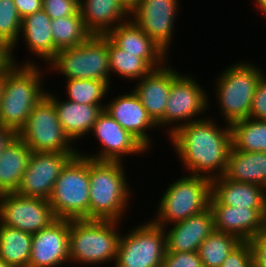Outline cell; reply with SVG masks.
I'll list each match as a JSON object with an SVG mask.
<instances>
[{
    "mask_svg": "<svg viewBox=\"0 0 266 267\" xmlns=\"http://www.w3.org/2000/svg\"><path fill=\"white\" fill-rule=\"evenodd\" d=\"M31 154L17 135L4 147L0 155V195L17 191Z\"/></svg>",
    "mask_w": 266,
    "mask_h": 267,
    "instance_id": "26",
    "label": "cell"
},
{
    "mask_svg": "<svg viewBox=\"0 0 266 267\" xmlns=\"http://www.w3.org/2000/svg\"><path fill=\"white\" fill-rule=\"evenodd\" d=\"M197 81L190 74L184 75L181 72L172 81L164 116L157 123L158 129L159 127L168 128L167 137L180 126L206 118V116L203 118H198V116H202L209 108V95Z\"/></svg>",
    "mask_w": 266,
    "mask_h": 267,
    "instance_id": "11",
    "label": "cell"
},
{
    "mask_svg": "<svg viewBox=\"0 0 266 267\" xmlns=\"http://www.w3.org/2000/svg\"><path fill=\"white\" fill-rule=\"evenodd\" d=\"M247 62L242 60L226 67L214 82L224 123L249 118L256 86L265 74L253 62Z\"/></svg>",
    "mask_w": 266,
    "mask_h": 267,
    "instance_id": "5",
    "label": "cell"
},
{
    "mask_svg": "<svg viewBox=\"0 0 266 267\" xmlns=\"http://www.w3.org/2000/svg\"><path fill=\"white\" fill-rule=\"evenodd\" d=\"M168 64L169 62H166L163 66L152 69L138 80L137 85L132 89L156 124L164 116L171 83L180 74Z\"/></svg>",
    "mask_w": 266,
    "mask_h": 267,
    "instance_id": "19",
    "label": "cell"
},
{
    "mask_svg": "<svg viewBox=\"0 0 266 267\" xmlns=\"http://www.w3.org/2000/svg\"><path fill=\"white\" fill-rule=\"evenodd\" d=\"M91 133L95 134L94 138L99 141L101 150L94 155V153H84L78 148V154L92 160L123 162V156L141 155L148 152V149L137 138L122 128L105 110L98 116Z\"/></svg>",
    "mask_w": 266,
    "mask_h": 267,
    "instance_id": "13",
    "label": "cell"
},
{
    "mask_svg": "<svg viewBox=\"0 0 266 267\" xmlns=\"http://www.w3.org/2000/svg\"><path fill=\"white\" fill-rule=\"evenodd\" d=\"M232 149L266 152V120L250 118L230 124Z\"/></svg>",
    "mask_w": 266,
    "mask_h": 267,
    "instance_id": "29",
    "label": "cell"
},
{
    "mask_svg": "<svg viewBox=\"0 0 266 267\" xmlns=\"http://www.w3.org/2000/svg\"><path fill=\"white\" fill-rule=\"evenodd\" d=\"M105 112L116 120V122L137 138L147 149H151V130L157 129V124L149 116L142 105L139 97L133 90L125 94H119L111 98L104 107ZM151 128V129H150Z\"/></svg>",
    "mask_w": 266,
    "mask_h": 267,
    "instance_id": "18",
    "label": "cell"
},
{
    "mask_svg": "<svg viewBox=\"0 0 266 267\" xmlns=\"http://www.w3.org/2000/svg\"><path fill=\"white\" fill-rule=\"evenodd\" d=\"M79 11L92 35H107L130 19V12L119 0H79Z\"/></svg>",
    "mask_w": 266,
    "mask_h": 267,
    "instance_id": "24",
    "label": "cell"
},
{
    "mask_svg": "<svg viewBox=\"0 0 266 267\" xmlns=\"http://www.w3.org/2000/svg\"><path fill=\"white\" fill-rule=\"evenodd\" d=\"M16 134L9 128L4 127L0 124V155L4 149V147L10 142V140Z\"/></svg>",
    "mask_w": 266,
    "mask_h": 267,
    "instance_id": "42",
    "label": "cell"
},
{
    "mask_svg": "<svg viewBox=\"0 0 266 267\" xmlns=\"http://www.w3.org/2000/svg\"><path fill=\"white\" fill-rule=\"evenodd\" d=\"M33 60L5 68L0 100V124L16 135L34 106L45 96L43 72ZM43 78V79H42ZM45 90V91H44Z\"/></svg>",
    "mask_w": 266,
    "mask_h": 267,
    "instance_id": "2",
    "label": "cell"
},
{
    "mask_svg": "<svg viewBox=\"0 0 266 267\" xmlns=\"http://www.w3.org/2000/svg\"><path fill=\"white\" fill-rule=\"evenodd\" d=\"M241 242L234 235L214 230L197 251L203 267H221L226 257Z\"/></svg>",
    "mask_w": 266,
    "mask_h": 267,
    "instance_id": "32",
    "label": "cell"
},
{
    "mask_svg": "<svg viewBox=\"0 0 266 267\" xmlns=\"http://www.w3.org/2000/svg\"><path fill=\"white\" fill-rule=\"evenodd\" d=\"M209 118L180 126L168 138L189 174L212 180L224 174L232 140L230 124L222 128Z\"/></svg>",
    "mask_w": 266,
    "mask_h": 267,
    "instance_id": "1",
    "label": "cell"
},
{
    "mask_svg": "<svg viewBox=\"0 0 266 267\" xmlns=\"http://www.w3.org/2000/svg\"><path fill=\"white\" fill-rule=\"evenodd\" d=\"M69 263V219H56L33 234L28 267H60Z\"/></svg>",
    "mask_w": 266,
    "mask_h": 267,
    "instance_id": "16",
    "label": "cell"
},
{
    "mask_svg": "<svg viewBox=\"0 0 266 267\" xmlns=\"http://www.w3.org/2000/svg\"><path fill=\"white\" fill-rule=\"evenodd\" d=\"M169 226L164 228L168 252L198 251L202 242L215 230L213 213L209 207Z\"/></svg>",
    "mask_w": 266,
    "mask_h": 267,
    "instance_id": "20",
    "label": "cell"
},
{
    "mask_svg": "<svg viewBox=\"0 0 266 267\" xmlns=\"http://www.w3.org/2000/svg\"><path fill=\"white\" fill-rule=\"evenodd\" d=\"M17 136L32 152L78 153L63 131L53 102L46 95L34 106Z\"/></svg>",
    "mask_w": 266,
    "mask_h": 267,
    "instance_id": "9",
    "label": "cell"
},
{
    "mask_svg": "<svg viewBox=\"0 0 266 267\" xmlns=\"http://www.w3.org/2000/svg\"><path fill=\"white\" fill-rule=\"evenodd\" d=\"M21 17L13 0H0V39L11 47V58L14 64L17 62L13 50L19 46L21 31Z\"/></svg>",
    "mask_w": 266,
    "mask_h": 267,
    "instance_id": "34",
    "label": "cell"
},
{
    "mask_svg": "<svg viewBox=\"0 0 266 267\" xmlns=\"http://www.w3.org/2000/svg\"><path fill=\"white\" fill-rule=\"evenodd\" d=\"M119 1L130 12L141 0H119Z\"/></svg>",
    "mask_w": 266,
    "mask_h": 267,
    "instance_id": "43",
    "label": "cell"
},
{
    "mask_svg": "<svg viewBox=\"0 0 266 267\" xmlns=\"http://www.w3.org/2000/svg\"><path fill=\"white\" fill-rule=\"evenodd\" d=\"M222 176L235 182L251 183L266 189V152L231 149Z\"/></svg>",
    "mask_w": 266,
    "mask_h": 267,
    "instance_id": "27",
    "label": "cell"
},
{
    "mask_svg": "<svg viewBox=\"0 0 266 267\" xmlns=\"http://www.w3.org/2000/svg\"><path fill=\"white\" fill-rule=\"evenodd\" d=\"M109 68L110 73L130 80H140L146 76L152 68L136 54L128 53L117 47L108 38Z\"/></svg>",
    "mask_w": 266,
    "mask_h": 267,
    "instance_id": "31",
    "label": "cell"
},
{
    "mask_svg": "<svg viewBox=\"0 0 266 267\" xmlns=\"http://www.w3.org/2000/svg\"><path fill=\"white\" fill-rule=\"evenodd\" d=\"M22 18L42 10V0H13Z\"/></svg>",
    "mask_w": 266,
    "mask_h": 267,
    "instance_id": "40",
    "label": "cell"
},
{
    "mask_svg": "<svg viewBox=\"0 0 266 267\" xmlns=\"http://www.w3.org/2000/svg\"><path fill=\"white\" fill-rule=\"evenodd\" d=\"M179 5V0H141L130 11V19L168 53Z\"/></svg>",
    "mask_w": 266,
    "mask_h": 267,
    "instance_id": "15",
    "label": "cell"
},
{
    "mask_svg": "<svg viewBox=\"0 0 266 267\" xmlns=\"http://www.w3.org/2000/svg\"><path fill=\"white\" fill-rule=\"evenodd\" d=\"M65 80L67 100L78 104L105 105L102 102L106 99L109 89H111L108 82L92 79Z\"/></svg>",
    "mask_w": 266,
    "mask_h": 267,
    "instance_id": "33",
    "label": "cell"
},
{
    "mask_svg": "<svg viewBox=\"0 0 266 267\" xmlns=\"http://www.w3.org/2000/svg\"><path fill=\"white\" fill-rule=\"evenodd\" d=\"M169 184L160 197L155 218L151 221L165 228L187 219L209 207L211 180L207 177L186 174Z\"/></svg>",
    "mask_w": 266,
    "mask_h": 267,
    "instance_id": "7",
    "label": "cell"
},
{
    "mask_svg": "<svg viewBox=\"0 0 266 267\" xmlns=\"http://www.w3.org/2000/svg\"><path fill=\"white\" fill-rule=\"evenodd\" d=\"M119 221L69 220V260L76 265H98L116 259L121 236Z\"/></svg>",
    "mask_w": 266,
    "mask_h": 267,
    "instance_id": "4",
    "label": "cell"
},
{
    "mask_svg": "<svg viewBox=\"0 0 266 267\" xmlns=\"http://www.w3.org/2000/svg\"><path fill=\"white\" fill-rule=\"evenodd\" d=\"M54 104L58 120L63 131L72 142L83 139L92 131L98 116L105 105L78 104L69 100H60L56 93L46 90L45 94Z\"/></svg>",
    "mask_w": 266,
    "mask_h": 267,
    "instance_id": "22",
    "label": "cell"
},
{
    "mask_svg": "<svg viewBox=\"0 0 266 267\" xmlns=\"http://www.w3.org/2000/svg\"><path fill=\"white\" fill-rule=\"evenodd\" d=\"M42 9L52 20L72 16L79 11V0H42Z\"/></svg>",
    "mask_w": 266,
    "mask_h": 267,
    "instance_id": "35",
    "label": "cell"
},
{
    "mask_svg": "<svg viewBox=\"0 0 266 267\" xmlns=\"http://www.w3.org/2000/svg\"><path fill=\"white\" fill-rule=\"evenodd\" d=\"M211 198L220 205L266 209V189L264 187L235 182L223 176L211 180Z\"/></svg>",
    "mask_w": 266,
    "mask_h": 267,
    "instance_id": "23",
    "label": "cell"
},
{
    "mask_svg": "<svg viewBox=\"0 0 266 267\" xmlns=\"http://www.w3.org/2000/svg\"><path fill=\"white\" fill-rule=\"evenodd\" d=\"M5 78V69L0 70V100H1V93H2V87L4 83Z\"/></svg>",
    "mask_w": 266,
    "mask_h": 267,
    "instance_id": "45",
    "label": "cell"
},
{
    "mask_svg": "<svg viewBox=\"0 0 266 267\" xmlns=\"http://www.w3.org/2000/svg\"><path fill=\"white\" fill-rule=\"evenodd\" d=\"M163 267H203L197 251L195 252H168L163 260Z\"/></svg>",
    "mask_w": 266,
    "mask_h": 267,
    "instance_id": "37",
    "label": "cell"
},
{
    "mask_svg": "<svg viewBox=\"0 0 266 267\" xmlns=\"http://www.w3.org/2000/svg\"><path fill=\"white\" fill-rule=\"evenodd\" d=\"M253 251V265L266 267V230L249 241Z\"/></svg>",
    "mask_w": 266,
    "mask_h": 267,
    "instance_id": "39",
    "label": "cell"
},
{
    "mask_svg": "<svg viewBox=\"0 0 266 267\" xmlns=\"http://www.w3.org/2000/svg\"><path fill=\"white\" fill-rule=\"evenodd\" d=\"M250 119L266 120V76L258 82L252 100Z\"/></svg>",
    "mask_w": 266,
    "mask_h": 267,
    "instance_id": "38",
    "label": "cell"
},
{
    "mask_svg": "<svg viewBox=\"0 0 266 267\" xmlns=\"http://www.w3.org/2000/svg\"><path fill=\"white\" fill-rule=\"evenodd\" d=\"M51 22L50 16L42 9L22 18L19 35V39L23 38L31 55H34L37 59L38 57L40 60L43 59L44 63L47 61L46 64L54 58Z\"/></svg>",
    "mask_w": 266,
    "mask_h": 267,
    "instance_id": "25",
    "label": "cell"
},
{
    "mask_svg": "<svg viewBox=\"0 0 266 267\" xmlns=\"http://www.w3.org/2000/svg\"><path fill=\"white\" fill-rule=\"evenodd\" d=\"M77 154L32 152L15 193L48 200L62 168Z\"/></svg>",
    "mask_w": 266,
    "mask_h": 267,
    "instance_id": "14",
    "label": "cell"
},
{
    "mask_svg": "<svg viewBox=\"0 0 266 267\" xmlns=\"http://www.w3.org/2000/svg\"><path fill=\"white\" fill-rule=\"evenodd\" d=\"M89 158L77 154L62 168L48 201L56 219H89Z\"/></svg>",
    "mask_w": 266,
    "mask_h": 267,
    "instance_id": "6",
    "label": "cell"
},
{
    "mask_svg": "<svg viewBox=\"0 0 266 267\" xmlns=\"http://www.w3.org/2000/svg\"><path fill=\"white\" fill-rule=\"evenodd\" d=\"M12 64L11 47L0 39V70L9 68Z\"/></svg>",
    "mask_w": 266,
    "mask_h": 267,
    "instance_id": "41",
    "label": "cell"
},
{
    "mask_svg": "<svg viewBox=\"0 0 266 267\" xmlns=\"http://www.w3.org/2000/svg\"><path fill=\"white\" fill-rule=\"evenodd\" d=\"M55 220L47 199L26 197L17 193L0 195V223L5 226L33 235Z\"/></svg>",
    "mask_w": 266,
    "mask_h": 267,
    "instance_id": "12",
    "label": "cell"
},
{
    "mask_svg": "<svg viewBox=\"0 0 266 267\" xmlns=\"http://www.w3.org/2000/svg\"><path fill=\"white\" fill-rule=\"evenodd\" d=\"M50 28L54 41V57L58 50L76 47L92 36L81 18L80 11L72 16L52 20Z\"/></svg>",
    "mask_w": 266,
    "mask_h": 267,
    "instance_id": "30",
    "label": "cell"
},
{
    "mask_svg": "<svg viewBox=\"0 0 266 267\" xmlns=\"http://www.w3.org/2000/svg\"><path fill=\"white\" fill-rule=\"evenodd\" d=\"M33 235L0 223V260L15 267H28Z\"/></svg>",
    "mask_w": 266,
    "mask_h": 267,
    "instance_id": "28",
    "label": "cell"
},
{
    "mask_svg": "<svg viewBox=\"0 0 266 267\" xmlns=\"http://www.w3.org/2000/svg\"><path fill=\"white\" fill-rule=\"evenodd\" d=\"M117 47L142 58L152 69L168 61L167 53L131 19L116 26L106 35Z\"/></svg>",
    "mask_w": 266,
    "mask_h": 267,
    "instance_id": "21",
    "label": "cell"
},
{
    "mask_svg": "<svg viewBox=\"0 0 266 267\" xmlns=\"http://www.w3.org/2000/svg\"><path fill=\"white\" fill-rule=\"evenodd\" d=\"M216 231L234 235L241 241H250L266 230V209L238 208L209 200Z\"/></svg>",
    "mask_w": 266,
    "mask_h": 267,
    "instance_id": "17",
    "label": "cell"
},
{
    "mask_svg": "<svg viewBox=\"0 0 266 267\" xmlns=\"http://www.w3.org/2000/svg\"><path fill=\"white\" fill-rule=\"evenodd\" d=\"M122 163L89 158V219L123 221L132 190Z\"/></svg>",
    "mask_w": 266,
    "mask_h": 267,
    "instance_id": "3",
    "label": "cell"
},
{
    "mask_svg": "<svg viewBox=\"0 0 266 267\" xmlns=\"http://www.w3.org/2000/svg\"><path fill=\"white\" fill-rule=\"evenodd\" d=\"M120 236L114 267H163L164 228L147 220Z\"/></svg>",
    "mask_w": 266,
    "mask_h": 267,
    "instance_id": "10",
    "label": "cell"
},
{
    "mask_svg": "<svg viewBox=\"0 0 266 267\" xmlns=\"http://www.w3.org/2000/svg\"><path fill=\"white\" fill-rule=\"evenodd\" d=\"M253 251L249 241H242L226 257L221 267H253Z\"/></svg>",
    "mask_w": 266,
    "mask_h": 267,
    "instance_id": "36",
    "label": "cell"
},
{
    "mask_svg": "<svg viewBox=\"0 0 266 267\" xmlns=\"http://www.w3.org/2000/svg\"><path fill=\"white\" fill-rule=\"evenodd\" d=\"M0 267H15L13 265L8 264L7 262L0 260Z\"/></svg>",
    "mask_w": 266,
    "mask_h": 267,
    "instance_id": "46",
    "label": "cell"
},
{
    "mask_svg": "<svg viewBox=\"0 0 266 267\" xmlns=\"http://www.w3.org/2000/svg\"><path fill=\"white\" fill-rule=\"evenodd\" d=\"M47 65L51 68V73L56 71L66 79H92L106 81L110 85L112 83L106 35H92L76 47L58 50Z\"/></svg>",
    "mask_w": 266,
    "mask_h": 267,
    "instance_id": "8",
    "label": "cell"
},
{
    "mask_svg": "<svg viewBox=\"0 0 266 267\" xmlns=\"http://www.w3.org/2000/svg\"><path fill=\"white\" fill-rule=\"evenodd\" d=\"M255 7L257 10L266 17V0H255Z\"/></svg>",
    "mask_w": 266,
    "mask_h": 267,
    "instance_id": "44",
    "label": "cell"
}]
</instances>
